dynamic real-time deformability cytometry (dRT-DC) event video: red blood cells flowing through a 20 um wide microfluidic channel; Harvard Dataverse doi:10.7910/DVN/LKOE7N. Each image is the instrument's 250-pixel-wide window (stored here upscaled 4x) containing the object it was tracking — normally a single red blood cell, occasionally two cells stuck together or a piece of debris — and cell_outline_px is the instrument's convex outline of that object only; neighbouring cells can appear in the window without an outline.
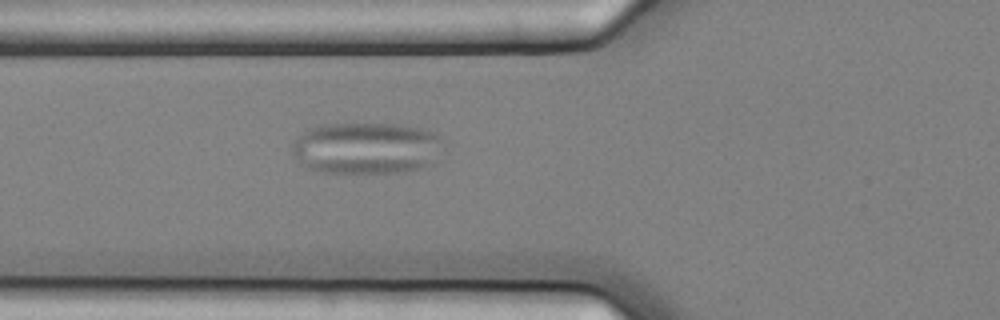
{"species": "common noctule bat (a hibernating species)", "species_latin": "Nyctalus noctula", "temperature_condition": "cold", "stored_images_in_passage": 2, "camera_frame_rate_fps": 3000, "um_per_image_px": 0.085, "animal": {"sex": "female", "body_mass_g": 25.1}, "frame": {"image": 1, "passage_image": 2, "time_ms": 0.333, "image_size_px": [1000, 320], "cell_outline_px": [[440, 136], [436, 164], [404, 172], [320, 172], [308, 168], [292, 152], [292, 144], [304, 132], [316, 124], [396, 124], [420, 128], [436, 132]], "centroid_in_image_um": [31.16, 12.58], "position_along_channel_um": 94.6, "area_um2": 45.32}}